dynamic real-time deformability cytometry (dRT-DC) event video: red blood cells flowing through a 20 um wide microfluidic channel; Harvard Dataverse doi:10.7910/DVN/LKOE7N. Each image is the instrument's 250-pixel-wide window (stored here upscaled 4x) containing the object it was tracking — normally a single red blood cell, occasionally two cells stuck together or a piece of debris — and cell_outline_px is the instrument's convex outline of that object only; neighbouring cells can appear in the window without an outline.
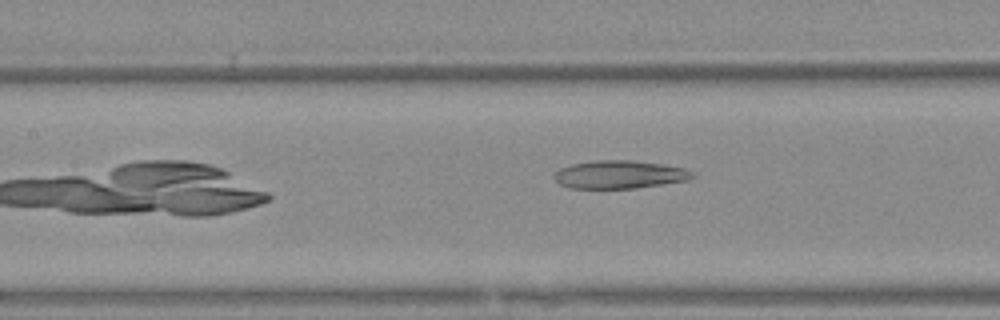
{"species": "Egyptian fruit bat (a non-hibernating species)", "species_latin": "Rousettus aegyptiacus", "temperature_condition": "warm", "stored_images_in_passage": 31, "camera_frame_rate_fps": 3000, "um_per_image_px": 0.085, "animal": {"sex": "female"}, "frame": {"image": 1, "passage_image": 9, "time_ms": 2.667, "image_size_px": [1000, 320], "cell_outline_px": [[696, 176], [688, 180], [636, 188], [568, 188], [560, 184], [552, 176], [560, 168], [572, 164], [596, 160], [632, 160], [660, 164], [684, 168], [692, 172]], "centroid_in_image_um": [52.64, 14.83], "position_along_channel_um": 154.8, "area_um2": 22.48}}
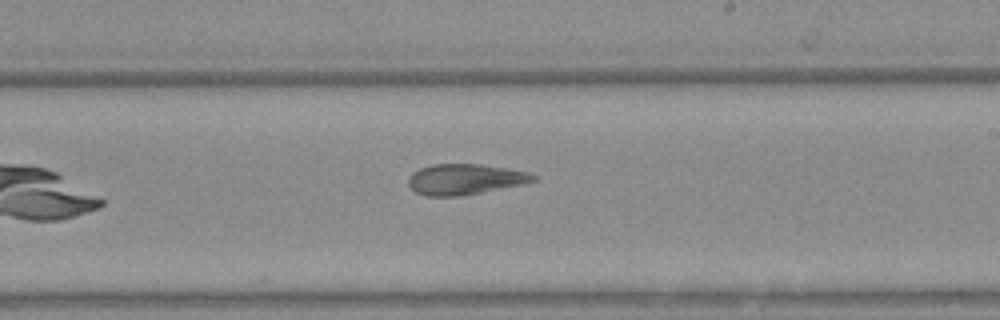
{"frame": {"image": 2, "passage_image": 16, "time_ms": 5.0, "image_size_px": [1000, 320], "cell_outline_px": [[536, 180], [524, 184], [460, 196], [428, 196], [416, 192], [408, 184], [408, 176], [412, 172], [420, 168], [432, 164], [480, 164], [508, 168], [528, 172], [536, 176]], "centroid_in_image_um": [39.51, 15.23], "position_along_channel_um": 249.5, "area_um2": 22.31}}
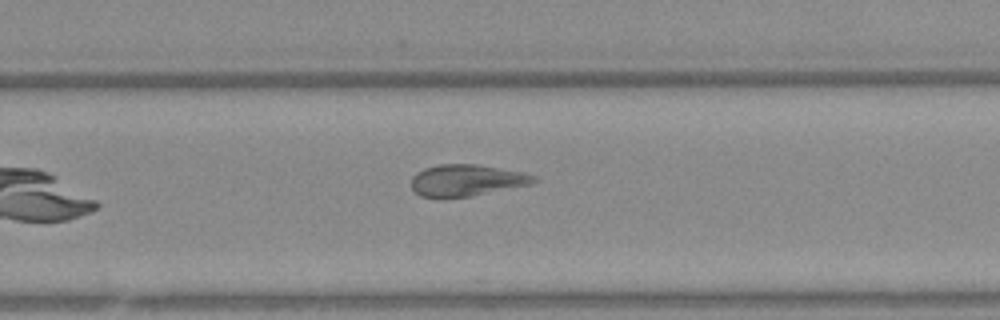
{"frame": {"image": 3, "passage_image": 19, "time_ms": 6.0, "image_size_px": [1000, 320], "cell_outline_px": [[540, 180], [532, 184], [472, 196], [420, 196], [412, 188], [412, 176], [416, 172], [424, 168], [440, 164], [476, 164], [520, 172], [536, 176]], "centroid_in_image_um": [39.68, 15.31], "position_along_channel_um": 290.1, "area_um2": 22.25}}